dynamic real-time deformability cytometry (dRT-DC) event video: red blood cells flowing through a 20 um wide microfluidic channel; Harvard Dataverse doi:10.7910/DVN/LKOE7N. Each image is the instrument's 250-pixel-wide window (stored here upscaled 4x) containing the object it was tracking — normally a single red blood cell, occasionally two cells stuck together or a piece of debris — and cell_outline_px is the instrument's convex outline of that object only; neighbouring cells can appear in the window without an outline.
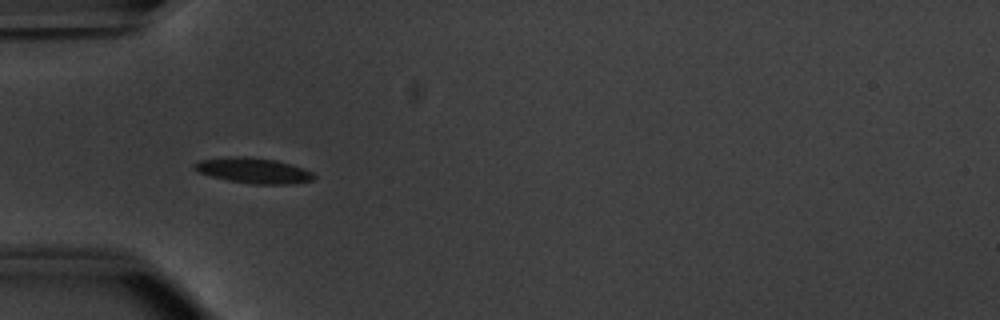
{"species": "common noctule bat (a hibernating species)", "species_latin": "Nyctalus noctula", "temperature_condition": "warm", "stored_images_in_passage": 37, "camera_frame_rate_fps": 3000, "um_per_image_px": 0.085, "animal": {"sex": "male", "body_mass_g": 20.1, "forearm_length_mm": 53.5}, "frame": {"image": 1, "passage_image": 1, "time_ms": 0.0, "image_size_px": [1000, 320], "cell_outline_px": [[316, 176], [312, 180], [292, 184], [252, 184], [228, 180], [212, 176], [200, 172], [192, 168], [192, 164], [200, 160], [236, 156], [244, 156], [276, 160], [312, 172]], "centroid_in_image_um": [21.52, 14.5], "position_along_channel_um": 63.5, "area_um2": 17.46}}
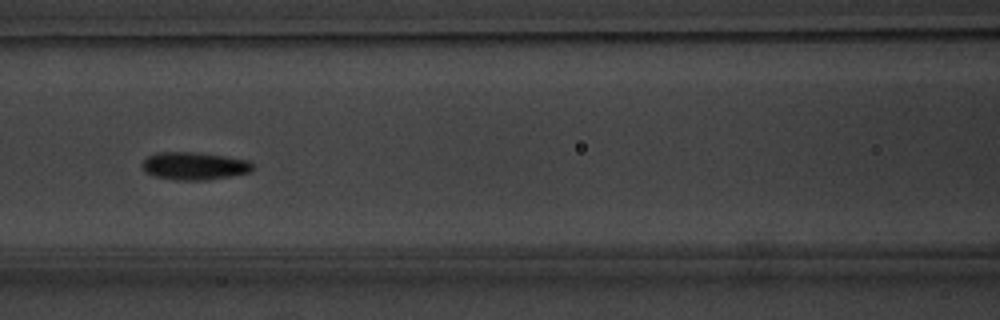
{"frame": {"image": 2, "passage_image": 8, "time_ms": 2.333, "image_size_px": [1000, 320], "cell_outline_px": [[256, 168], [252, 172], [208, 180], [176, 180], [156, 176], [144, 172], [140, 164], [148, 156], [160, 152], [200, 152], [228, 156], [248, 160], [256, 164]], "centroid_in_image_um": [16.58, 14.1], "position_along_channel_um": 150.0, "area_um2": 18.26}}
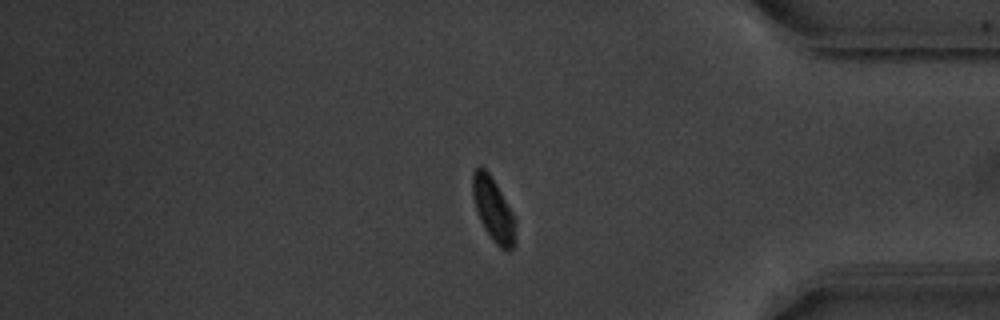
{"frame": {"image": 3, "passage_image": 29, "time_ms": 9.333, "image_size_px": [1000, 320], "cell_outline_px": [[516, 220], [512, 248], [508, 252], [500, 248], [492, 240], [484, 228], [480, 220], [472, 196], [472, 172], [476, 168], [484, 168], [488, 172], [496, 184], [512, 212]], "centroid_in_image_um": [41.91, 17.82], "position_along_channel_um": 393.3, "area_um2": 15.61}, "authors_computed_cell_mechanics": {"area_um2": 16.7042, "velocity_mm_per_s": 3.7804, "shape_relaxation_time_tau1_ms": 1.7574, "shape_relaxation_time_tau2_ms": 5.3044, "deformation_change_tau1": 0.1081, "deformation_change_tau2": 0.0795}}